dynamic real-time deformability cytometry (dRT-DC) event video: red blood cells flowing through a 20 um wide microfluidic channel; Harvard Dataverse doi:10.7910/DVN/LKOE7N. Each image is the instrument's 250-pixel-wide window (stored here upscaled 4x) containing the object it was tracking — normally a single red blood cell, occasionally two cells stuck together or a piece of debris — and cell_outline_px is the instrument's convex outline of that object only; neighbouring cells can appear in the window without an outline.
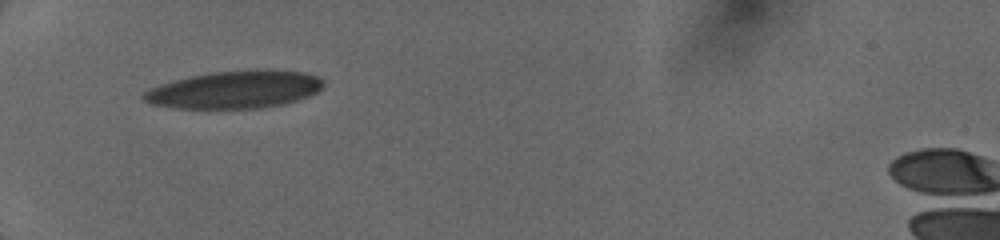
{"species": "human", "species_latin": "Homo sapiens", "temperature_condition": "cold", "stored_images_in_passage": 13, "camera_frame_rate_fps": 3000, "um_per_image_px": 0.085, "donor": {"sex": "female"}, "frame": {"image": 1, "passage_image": 1, "time_ms": 0.0, "image_size_px": [1000, 240], "cell_outline_px": [[324, 88], [308, 96], [284, 104], [260, 108], [176, 108], [152, 104], [144, 100], [144, 92], [160, 84], [188, 76], [212, 72], [256, 68], [268, 68], [308, 72], [324, 80]], "centroid_in_image_um": [20.04, 7.58], "position_along_channel_um": 65.0, "area_um2": 39.82}}
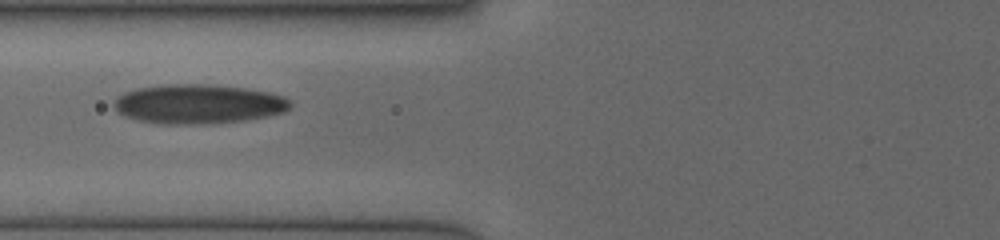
{"frame": {"image": 2, "passage_image": 8, "time_ms": 1.333, "image_size_px": [1000, 240], "cell_outline_px": [[292, 104], [284, 112], [244, 120], [188, 124], [164, 124], [140, 120], [128, 116], [120, 112], [116, 108], [116, 100], [124, 92], [136, 88], [164, 84], [200, 84], [244, 88], [268, 92], [284, 96]], "centroid_in_image_um": [16.88, 8.82], "position_along_channel_um": 108.9, "area_um2": 39.59}}